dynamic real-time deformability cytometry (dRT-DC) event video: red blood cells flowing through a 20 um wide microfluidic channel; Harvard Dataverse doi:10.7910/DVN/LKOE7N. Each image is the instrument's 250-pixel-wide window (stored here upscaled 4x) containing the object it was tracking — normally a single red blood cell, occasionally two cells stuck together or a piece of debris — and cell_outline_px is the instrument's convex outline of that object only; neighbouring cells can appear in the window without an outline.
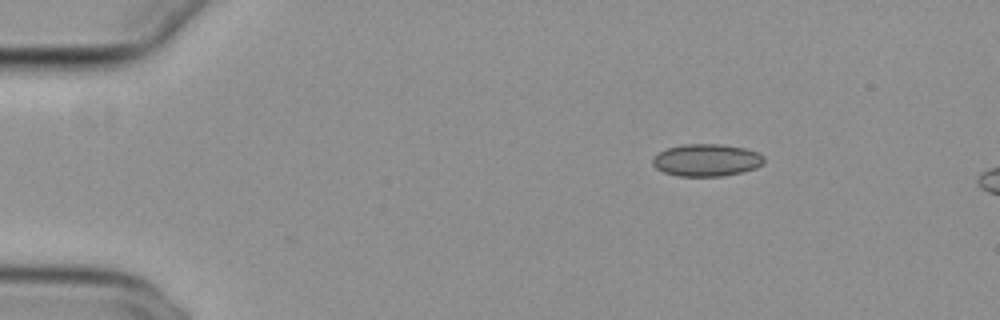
{"species": "common noctule bat (a hibernating species)", "species_latin": "Nyctalus noctula", "temperature_condition": "cold", "stored_images_in_passage": 43, "camera_frame_rate_fps": 3000, "um_per_image_px": 0.085, "animal": {"sex": "female", "body_mass_g": 29.2, "forearm_length_mm": 56.3}, "frame": {"image": 1, "passage_image": 1, "time_ms": 0.0, "image_size_px": [1000, 320], "cell_outline_px": [[764, 164], [756, 168], [744, 172], [720, 176], [680, 176], [664, 172], [656, 168], [652, 164], [652, 160], [660, 152], [668, 148], [684, 144], [720, 144], [744, 148], [756, 152], [764, 156]], "centroid_in_image_um": [60.09, 13.61], "position_along_channel_um": 24.9, "area_um2": 20.87}}
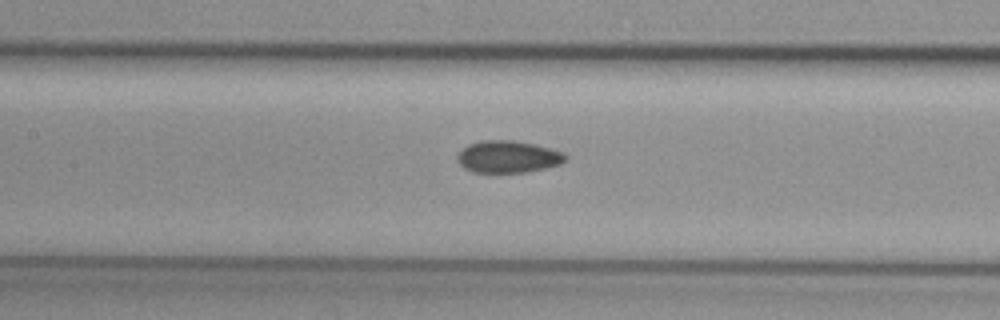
{"frame": {"image": 2, "passage_image": 18, "time_ms": 5.667, "image_size_px": [1000, 320], "cell_outline_px": [[568, 156], [560, 164], [544, 168], [524, 172], [472, 172], [464, 168], [456, 160], [456, 156], [468, 144], [480, 140], [512, 140], [536, 144], [564, 152]], "centroid_in_image_um": [43.17, 13.31], "position_along_channel_um": 164.2, "area_um2": 20.23}}
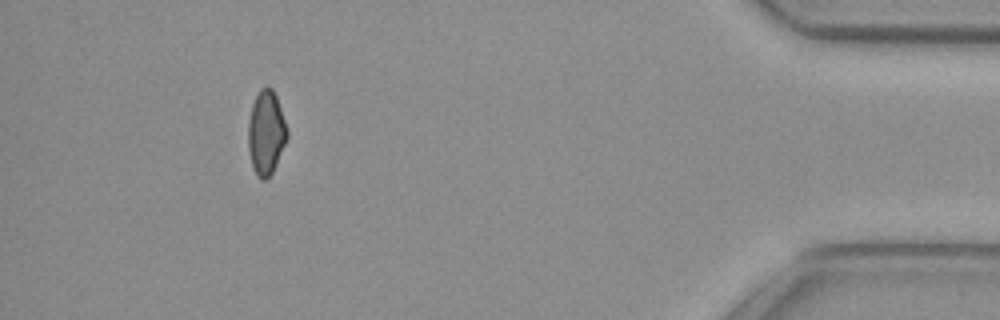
{"frame": {"image": 3, "passage_image": 42, "time_ms": 13.667, "image_size_px": [1000, 320], "cell_outline_px": [[288, 140], [272, 172], [264, 180], [260, 180], [256, 176], [252, 168], [248, 148], [248, 120], [252, 104], [260, 88], [268, 84], [272, 88], [276, 96], [288, 132]], "centroid_in_image_um": [22.6, 11.28], "position_along_channel_um": 412.6, "area_um2": 19.31}}